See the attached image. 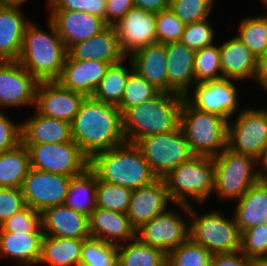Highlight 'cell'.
<instances>
[{"mask_svg":"<svg viewBox=\"0 0 267 266\" xmlns=\"http://www.w3.org/2000/svg\"><path fill=\"white\" fill-rule=\"evenodd\" d=\"M133 69L160 92L168 93L167 49L165 43L155 42L133 52Z\"/></svg>","mask_w":267,"mask_h":266,"instance_id":"cb8c5ba5","label":"cell"},{"mask_svg":"<svg viewBox=\"0 0 267 266\" xmlns=\"http://www.w3.org/2000/svg\"><path fill=\"white\" fill-rule=\"evenodd\" d=\"M30 169V154L20 143L0 154V187L20 188Z\"/></svg>","mask_w":267,"mask_h":266,"instance_id":"d6a6232c","label":"cell"},{"mask_svg":"<svg viewBox=\"0 0 267 266\" xmlns=\"http://www.w3.org/2000/svg\"><path fill=\"white\" fill-rule=\"evenodd\" d=\"M135 145L158 178H165L194 156L180 127L169 133L146 136Z\"/></svg>","mask_w":267,"mask_h":266,"instance_id":"9c48e42d","label":"cell"},{"mask_svg":"<svg viewBox=\"0 0 267 266\" xmlns=\"http://www.w3.org/2000/svg\"><path fill=\"white\" fill-rule=\"evenodd\" d=\"M214 159V191L220 199H240L258 179L257 159L225 148ZM255 170V171H254Z\"/></svg>","mask_w":267,"mask_h":266,"instance_id":"ba28073f","label":"cell"},{"mask_svg":"<svg viewBox=\"0 0 267 266\" xmlns=\"http://www.w3.org/2000/svg\"><path fill=\"white\" fill-rule=\"evenodd\" d=\"M219 50L223 78L244 80L255 77L257 57L237 37L227 40Z\"/></svg>","mask_w":267,"mask_h":266,"instance_id":"83f0119b","label":"cell"},{"mask_svg":"<svg viewBox=\"0 0 267 266\" xmlns=\"http://www.w3.org/2000/svg\"><path fill=\"white\" fill-rule=\"evenodd\" d=\"M18 5L0 4V61H18L23 36L30 23Z\"/></svg>","mask_w":267,"mask_h":266,"instance_id":"4316f807","label":"cell"},{"mask_svg":"<svg viewBox=\"0 0 267 266\" xmlns=\"http://www.w3.org/2000/svg\"><path fill=\"white\" fill-rule=\"evenodd\" d=\"M256 260L246 257L241 251L214 254L210 266H255Z\"/></svg>","mask_w":267,"mask_h":266,"instance_id":"816d5d0a","label":"cell"},{"mask_svg":"<svg viewBox=\"0 0 267 266\" xmlns=\"http://www.w3.org/2000/svg\"><path fill=\"white\" fill-rule=\"evenodd\" d=\"M213 254L190 238L167 254V266H210Z\"/></svg>","mask_w":267,"mask_h":266,"instance_id":"ab89813d","label":"cell"},{"mask_svg":"<svg viewBox=\"0 0 267 266\" xmlns=\"http://www.w3.org/2000/svg\"><path fill=\"white\" fill-rule=\"evenodd\" d=\"M255 266H267V259L266 260H257Z\"/></svg>","mask_w":267,"mask_h":266,"instance_id":"6f0895ef","label":"cell"},{"mask_svg":"<svg viewBox=\"0 0 267 266\" xmlns=\"http://www.w3.org/2000/svg\"><path fill=\"white\" fill-rule=\"evenodd\" d=\"M194 71L195 84L222 79L219 46L212 44L197 50L194 57Z\"/></svg>","mask_w":267,"mask_h":266,"instance_id":"f35d334b","label":"cell"},{"mask_svg":"<svg viewBox=\"0 0 267 266\" xmlns=\"http://www.w3.org/2000/svg\"><path fill=\"white\" fill-rule=\"evenodd\" d=\"M228 122L227 148L258 159L267 146V109L244 108Z\"/></svg>","mask_w":267,"mask_h":266,"instance_id":"8fae6325","label":"cell"},{"mask_svg":"<svg viewBox=\"0 0 267 266\" xmlns=\"http://www.w3.org/2000/svg\"><path fill=\"white\" fill-rule=\"evenodd\" d=\"M28 0H0L1 5H18L20 6L24 2H27Z\"/></svg>","mask_w":267,"mask_h":266,"instance_id":"9f6ffc18","label":"cell"},{"mask_svg":"<svg viewBox=\"0 0 267 266\" xmlns=\"http://www.w3.org/2000/svg\"><path fill=\"white\" fill-rule=\"evenodd\" d=\"M164 178L132 190L127 216L132 225L139 229L144 223L165 212L170 202Z\"/></svg>","mask_w":267,"mask_h":266,"instance_id":"ac0fdd59","label":"cell"},{"mask_svg":"<svg viewBox=\"0 0 267 266\" xmlns=\"http://www.w3.org/2000/svg\"><path fill=\"white\" fill-rule=\"evenodd\" d=\"M89 231L91 237L115 245H119L120 240L126 242L137 238V229L126 213L99 207L89 216Z\"/></svg>","mask_w":267,"mask_h":266,"instance_id":"603a6c76","label":"cell"},{"mask_svg":"<svg viewBox=\"0 0 267 266\" xmlns=\"http://www.w3.org/2000/svg\"><path fill=\"white\" fill-rule=\"evenodd\" d=\"M256 83L267 91V52L257 58V69L254 77Z\"/></svg>","mask_w":267,"mask_h":266,"instance_id":"db71d44e","label":"cell"},{"mask_svg":"<svg viewBox=\"0 0 267 266\" xmlns=\"http://www.w3.org/2000/svg\"><path fill=\"white\" fill-rule=\"evenodd\" d=\"M194 95L185 98L197 109L229 119L238 109L237 87L232 79L196 83ZM192 100V101H191Z\"/></svg>","mask_w":267,"mask_h":266,"instance_id":"2e32d148","label":"cell"},{"mask_svg":"<svg viewBox=\"0 0 267 266\" xmlns=\"http://www.w3.org/2000/svg\"><path fill=\"white\" fill-rule=\"evenodd\" d=\"M68 54L76 60H98L110 65L126 58L120 50L114 27L109 25L90 39L72 45Z\"/></svg>","mask_w":267,"mask_h":266,"instance_id":"484cf974","label":"cell"},{"mask_svg":"<svg viewBox=\"0 0 267 266\" xmlns=\"http://www.w3.org/2000/svg\"><path fill=\"white\" fill-rule=\"evenodd\" d=\"M89 166L100 181L131 190L153 183L158 177L144 159L140 149L131 143L95 153Z\"/></svg>","mask_w":267,"mask_h":266,"instance_id":"277c9868","label":"cell"},{"mask_svg":"<svg viewBox=\"0 0 267 266\" xmlns=\"http://www.w3.org/2000/svg\"><path fill=\"white\" fill-rule=\"evenodd\" d=\"M124 61L125 58L118 63L109 65L105 76L93 92L92 98L114 106L121 103L126 80L131 71L122 64Z\"/></svg>","mask_w":267,"mask_h":266,"instance_id":"e575fe53","label":"cell"},{"mask_svg":"<svg viewBox=\"0 0 267 266\" xmlns=\"http://www.w3.org/2000/svg\"><path fill=\"white\" fill-rule=\"evenodd\" d=\"M214 39V30L207 19L185 25L180 42L197 51L210 46Z\"/></svg>","mask_w":267,"mask_h":266,"instance_id":"f6af8a7d","label":"cell"},{"mask_svg":"<svg viewBox=\"0 0 267 266\" xmlns=\"http://www.w3.org/2000/svg\"><path fill=\"white\" fill-rule=\"evenodd\" d=\"M24 146L29 150L30 167L40 171L72 177L83 172L90 164V158L74 140Z\"/></svg>","mask_w":267,"mask_h":266,"instance_id":"30bf717a","label":"cell"},{"mask_svg":"<svg viewBox=\"0 0 267 266\" xmlns=\"http://www.w3.org/2000/svg\"><path fill=\"white\" fill-rule=\"evenodd\" d=\"M164 179L171 203L190 206L189 198L203 203L214 192V159L194 155Z\"/></svg>","mask_w":267,"mask_h":266,"instance_id":"8992f818","label":"cell"},{"mask_svg":"<svg viewBox=\"0 0 267 266\" xmlns=\"http://www.w3.org/2000/svg\"><path fill=\"white\" fill-rule=\"evenodd\" d=\"M38 83L18 61H0V107L35 105Z\"/></svg>","mask_w":267,"mask_h":266,"instance_id":"9a60e30c","label":"cell"},{"mask_svg":"<svg viewBox=\"0 0 267 266\" xmlns=\"http://www.w3.org/2000/svg\"><path fill=\"white\" fill-rule=\"evenodd\" d=\"M85 95L63 87L58 81L39 82L36 90V111L47 117L72 122Z\"/></svg>","mask_w":267,"mask_h":266,"instance_id":"e0dca14e","label":"cell"},{"mask_svg":"<svg viewBox=\"0 0 267 266\" xmlns=\"http://www.w3.org/2000/svg\"><path fill=\"white\" fill-rule=\"evenodd\" d=\"M257 163L261 164L258 169V179L260 182L267 183V146L264 148L261 156L257 159Z\"/></svg>","mask_w":267,"mask_h":266,"instance_id":"11a10c76","label":"cell"},{"mask_svg":"<svg viewBox=\"0 0 267 266\" xmlns=\"http://www.w3.org/2000/svg\"><path fill=\"white\" fill-rule=\"evenodd\" d=\"M80 266H117V245L93 237L85 239Z\"/></svg>","mask_w":267,"mask_h":266,"instance_id":"74e56055","label":"cell"},{"mask_svg":"<svg viewBox=\"0 0 267 266\" xmlns=\"http://www.w3.org/2000/svg\"><path fill=\"white\" fill-rule=\"evenodd\" d=\"M44 235L61 238L88 239L89 216L68 208L65 204L56 205L41 212Z\"/></svg>","mask_w":267,"mask_h":266,"instance_id":"ffe728a7","label":"cell"},{"mask_svg":"<svg viewBox=\"0 0 267 266\" xmlns=\"http://www.w3.org/2000/svg\"><path fill=\"white\" fill-rule=\"evenodd\" d=\"M49 20L68 50L72 45L90 39L108 25L103 19L89 13L71 10H51Z\"/></svg>","mask_w":267,"mask_h":266,"instance_id":"d6986e66","label":"cell"},{"mask_svg":"<svg viewBox=\"0 0 267 266\" xmlns=\"http://www.w3.org/2000/svg\"><path fill=\"white\" fill-rule=\"evenodd\" d=\"M43 237L44 232H0V258L5 256L21 264L37 265L41 258Z\"/></svg>","mask_w":267,"mask_h":266,"instance_id":"f546056e","label":"cell"},{"mask_svg":"<svg viewBox=\"0 0 267 266\" xmlns=\"http://www.w3.org/2000/svg\"><path fill=\"white\" fill-rule=\"evenodd\" d=\"M0 232H13L15 234L43 232L41 213L26 206L21 211L14 213L8 220L1 224Z\"/></svg>","mask_w":267,"mask_h":266,"instance_id":"7bdbcfd3","label":"cell"},{"mask_svg":"<svg viewBox=\"0 0 267 266\" xmlns=\"http://www.w3.org/2000/svg\"><path fill=\"white\" fill-rule=\"evenodd\" d=\"M84 240L44 235L39 264L50 266H80Z\"/></svg>","mask_w":267,"mask_h":266,"instance_id":"1f68e13d","label":"cell"},{"mask_svg":"<svg viewBox=\"0 0 267 266\" xmlns=\"http://www.w3.org/2000/svg\"><path fill=\"white\" fill-rule=\"evenodd\" d=\"M183 100L178 94L160 92L152 100L128 108L122 114L126 142L136 144L146 136L178 129Z\"/></svg>","mask_w":267,"mask_h":266,"instance_id":"7a4b0ae2","label":"cell"},{"mask_svg":"<svg viewBox=\"0 0 267 266\" xmlns=\"http://www.w3.org/2000/svg\"><path fill=\"white\" fill-rule=\"evenodd\" d=\"M237 203L233 216L241 234L267 223V183H254Z\"/></svg>","mask_w":267,"mask_h":266,"instance_id":"f1b7e54d","label":"cell"},{"mask_svg":"<svg viewBox=\"0 0 267 266\" xmlns=\"http://www.w3.org/2000/svg\"><path fill=\"white\" fill-rule=\"evenodd\" d=\"M21 143V124L10 120L0 111V154L9 151Z\"/></svg>","mask_w":267,"mask_h":266,"instance_id":"681fc988","label":"cell"},{"mask_svg":"<svg viewBox=\"0 0 267 266\" xmlns=\"http://www.w3.org/2000/svg\"><path fill=\"white\" fill-rule=\"evenodd\" d=\"M71 135L89 158L126 143L121 111L91 96L85 97L71 122Z\"/></svg>","mask_w":267,"mask_h":266,"instance_id":"6da1fadb","label":"cell"},{"mask_svg":"<svg viewBox=\"0 0 267 266\" xmlns=\"http://www.w3.org/2000/svg\"><path fill=\"white\" fill-rule=\"evenodd\" d=\"M229 120L195 108L185 97L180 125L194 155L216 157L227 147Z\"/></svg>","mask_w":267,"mask_h":266,"instance_id":"5b68a950","label":"cell"},{"mask_svg":"<svg viewBox=\"0 0 267 266\" xmlns=\"http://www.w3.org/2000/svg\"><path fill=\"white\" fill-rule=\"evenodd\" d=\"M177 206L190 215V239L192 241L202 245L213 255L241 250L242 234L234 216L228 219L218 211L198 216L193 205L177 204Z\"/></svg>","mask_w":267,"mask_h":266,"instance_id":"52a82bcc","label":"cell"},{"mask_svg":"<svg viewBox=\"0 0 267 266\" xmlns=\"http://www.w3.org/2000/svg\"><path fill=\"white\" fill-rule=\"evenodd\" d=\"M167 209L137 229V238L166 254L190 238V224L179 213Z\"/></svg>","mask_w":267,"mask_h":266,"instance_id":"4fadbf2b","label":"cell"},{"mask_svg":"<svg viewBox=\"0 0 267 266\" xmlns=\"http://www.w3.org/2000/svg\"><path fill=\"white\" fill-rule=\"evenodd\" d=\"M156 14L134 7L113 25L120 50L126 57L156 42Z\"/></svg>","mask_w":267,"mask_h":266,"instance_id":"5bb4252c","label":"cell"},{"mask_svg":"<svg viewBox=\"0 0 267 266\" xmlns=\"http://www.w3.org/2000/svg\"><path fill=\"white\" fill-rule=\"evenodd\" d=\"M72 141L71 123L35 114L21 123V143L23 145H38L52 143H67Z\"/></svg>","mask_w":267,"mask_h":266,"instance_id":"d4e9b609","label":"cell"},{"mask_svg":"<svg viewBox=\"0 0 267 266\" xmlns=\"http://www.w3.org/2000/svg\"><path fill=\"white\" fill-rule=\"evenodd\" d=\"M131 71L126 80L121 103L117 106L123 114L131 106L144 104L156 97L160 91L151 83H148L137 71L133 69L131 59Z\"/></svg>","mask_w":267,"mask_h":266,"instance_id":"d590c367","label":"cell"},{"mask_svg":"<svg viewBox=\"0 0 267 266\" xmlns=\"http://www.w3.org/2000/svg\"><path fill=\"white\" fill-rule=\"evenodd\" d=\"M71 177L30 167L21 187L26 206L43 212L65 203Z\"/></svg>","mask_w":267,"mask_h":266,"instance_id":"7c38bea8","label":"cell"},{"mask_svg":"<svg viewBox=\"0 0 267 266\" xmlns=\"http://www.w3.org/2000/svg\"><path fill=\"white\" fill-rule=\"evenodd\" d=\"M263 3L265 4V7L267 9V0H265Z\"/></svg>","mask_w":267,"mask_h":266,"instance_id":"680465c9","label":"cell"},{"mask_svg":"<svg viewBox=\"0 0 267 266\" xmlns=\"http://www.w3.org/2000/svg\"><path fill=\"white\" fill-rule=\"evenodd\" d=\"M214 0H170L169 9L185 25L207 19Z\"/></svg>","mask_w":267,"mask_h":266,"instance_id":"b9f144b4","label":"cell"},{"mask_svg":"<svg viewBox=\"0 0 267 266\" xmlns=\"http://www.w3.org/2000/svg\"><path fill=\"white\" fill-rule=\"evenodd\" d=\"M168 93L186 97L195 83L194 50L180 41L166 43Z\"/></svg>","mask_w":267,"mask_h":266,"instance_id":"7402d4cb","label":"cell"},{"mask_svg":"<svg viewBox=\"0 0 267 266\" xmlns=\"http://www.w3.org/2000/svg\"><path fill=\"white\" fill-rule=\"evenodd\" d=\"M258 58L267 52V16L244 18L236 36Z\"/></svg>","mask_w":267,"mask_h":266,"instance_id":"8d00e7d4","label":"cell"},{"mask_svg":"<svg viewBox=\"0 0 267 266\" xmlns=\"http://www.w3.org/2000/svg\"><path fill=\"white\" fill-rule=\"evenodd\" d=\"M134 7V0H106V24L113 26Z\"/></svg>","mask_w":267,"mask_h":266,"instance_id":"f907efd6","label":"cell"},{"mask_svg":"<svg viewBox=\"0 0 267 266\" xmlns=\"http://www.w3.org/2000/svg\"><path fill=\"white\" fill-rule=\"evenodd\" d=\"M134 6L149 12L158 13L169 9L170 0H134Z\"/></svg>","mask_w":267,"mask_h":266,"instance_id":"f5cc1de1","label":"cell"},{"mask_svg":"<svg viewBox=\"0 0 267 266\" xmlns=\"http://www.w3.org/2000/svg\"><path fill=\"white\" fill-rule=\"evenodd\" d=\"M253 260L267 259V223L245 230L241 237V250Z\"/></svg>","mask_w":267,"mask_h":266,"instance_id":"ee69618b","label":"cell"},{"mask_svg":"<svg viewBox=\"0 0 267 266\" xmlns=\"http://www.w3.org/2000/svg\"><path fill=\"white\" fill-rule=\"evenodd\" d=\"M25 207L26 203L20 188L0 187V225Z\"/></svg>","mask_w":267,"mask_h":266,"instance_id":"c3c4849f","label":"cell"},{"mask_svg":"<svg viewBox=\"0 0 267 266\" xmlns=\"http://www.w3.org/2000/svg\"><path fill=\"white\" fill-rule=\"evenodd\" d=\"M97 175L89 166L83 172L71 177L65 205L87 216L97 208Z\"/></svg>","mask_w":267,"mask_h":266,"instance_id":"4dcf8cb0","label":"cell"},{"mask_svg":"<svg viewBox=\"0 0 267 266\" xmlns=\"http://www.w3.org/2000/svg\"><path fill=\"white\" fill-rule=\"evenodd\" d=\"M117 266H167V254L136 238L126 245H117Z\"/></svg>","mask_w":267,"mask_h":266,"instance_id":"836d02e7","label":"cell"},{"mask_svg":"<svg viewBox=\"0 0 267 266\" xmlns=\"http://www.w3.org/2000/svg\"><path fill=\"white\" fill-rule=\"evenodd\" d=\"M49 10H71L89 13L106 23V0H48Z\"/></svg>","mask_w":267,"mask_h":266,"instance_id":"7dc6e473","label":"cell"},{"mask_svg":"<svg viewBox=\"0 0 267 266\" xmlns=\"http://www.w3.org/2000/svg\"><path fill=\"white\" fill-rule=\"evenodd\" d=\"M109 65L98 60H76L67 53L58 82L63 87L84 94L86 97L92 96Z\"/></svg>","mask_w":267,"mask_h":266,"instance_id":"44dd1931","label":"cell"},{"mask_svg":"<svg viewBox=\"0 0 267 266\" xmlns=\"http://www.w3.org/2000/svg\"><path fill=\"white\" fill-rule=\"evenodd\" d=\"M50 33L29 23L23 36L18 62L38 81H58L68 53L54 24L48 19Z\"/></svg>","mask_w":267,"mask_h":266,"instance_id":"3957f363","label":"cell"},{"mask_svg":"<svg viewBox=\"0 0 267 266\" xmlns=\"http://www.w3.org/2000/svg\"><path fill=\"white\" fill-rule=\"evenodd\" d=\"M184 28L185 24L170 9L156 14V42L180 41Z\"/></svg>","mask_w":267,"mask_h":266,"instance_id":"bcb514c9","label":"cell"},{"mask_svg":"<svg viewBox=\"0 0 267 266\" xmlns=\"http://www.w3.org/2000/svg\"><path fill=\"white\" fill-rule=\"evenodd\" d=\"M132 190L97 178V207L127 213Z\"/></svg>","mask_w":267,"mask_h":266,"instance_id":"60d3db41","label":"cell"}]
</instances>
